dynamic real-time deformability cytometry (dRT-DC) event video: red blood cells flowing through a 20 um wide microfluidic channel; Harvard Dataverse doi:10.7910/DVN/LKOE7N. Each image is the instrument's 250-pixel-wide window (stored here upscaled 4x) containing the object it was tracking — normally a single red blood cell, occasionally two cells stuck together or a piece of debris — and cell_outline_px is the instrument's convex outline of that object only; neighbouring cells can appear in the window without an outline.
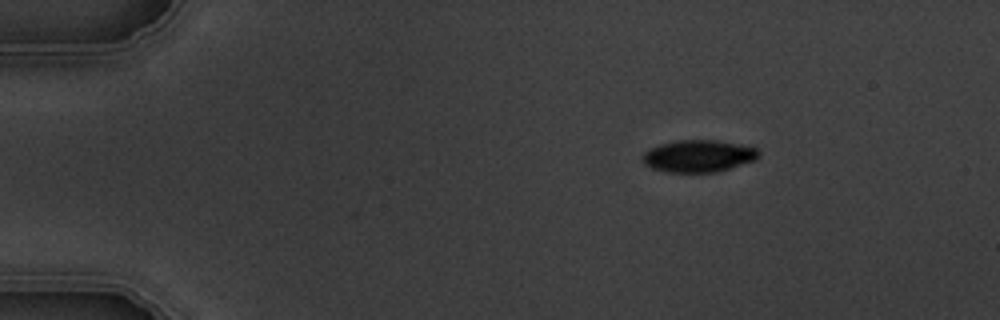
{"species": "common noctule bat (a hibernating species)", "species_latin": "Nyctalus noctula", "temperature_condition": "warm", "stored_images_in_passage": 3, "camera_frame_rate_fps": 3000, "um_per_image_px": 0.085, "animal": {"sex": "male", "body_mass_g": 19.5, "forearm_length_mm": 54.6}, "frame": {"image": 1, "passage_image": 1, "time_ms": 0.0, "image_size_px": [1000, 320], "cell_outline_px": [[760, 156], [756, 160], [716, 172], [668, 172], [652, 168], [644, 164], [640, 160], [640, 156], [644, 152], [660, 144], [680, 140], [716, 140], [740, 144], [756, 148], [760, 152]], "centroid_in_image_um": [59.36, 13.26], "position_along_channel_um": 25.6, "area_um2": 21.79}}
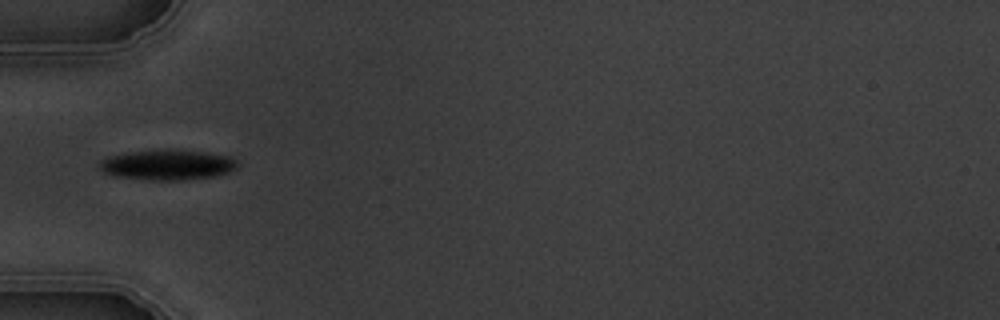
{"frame": {"image": 2, "passage_image": 3, "time_ms": 3.333, "image_size_px": [1000, 320], "cell_outline_px": [[240, 164], [236, 168], [228, 172], [216, 176], [184, 180], [148, 180], [112, 176], [104, 172], [100, 168], [100, 160], [112, 156], [132, 152], [164, 148], [204, 152], [232, 156]], "centroid_in_image_um": [14.28, 14.01], "position_along_channel_um": 70.7, "area_um2": 24.57}}